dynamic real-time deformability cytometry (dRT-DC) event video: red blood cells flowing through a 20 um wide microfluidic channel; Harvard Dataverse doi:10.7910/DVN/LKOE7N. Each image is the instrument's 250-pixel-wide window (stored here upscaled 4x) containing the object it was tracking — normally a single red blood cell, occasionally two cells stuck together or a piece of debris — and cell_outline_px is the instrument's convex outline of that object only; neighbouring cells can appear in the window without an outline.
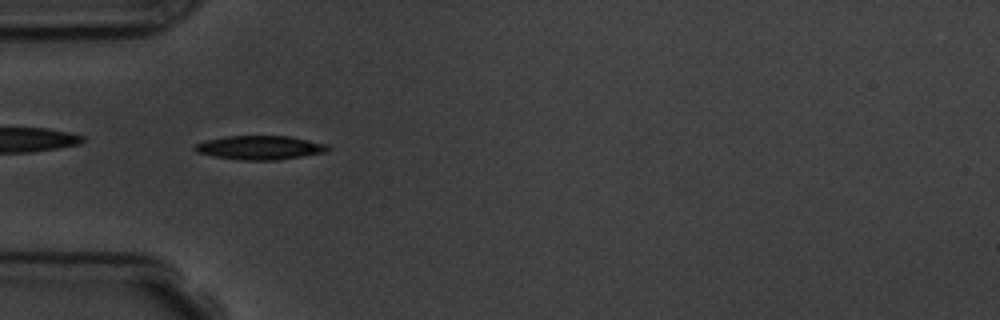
{"species": "common noctule bat (a hibernating species)", "species_latin": "Nyctalus noctula", "temperature_condition": "room temperature", "stored_images_in_passage": 6, "camera_frame_rate_fps": 3000, "um_per_image_px": 0.085, "animal": {"sex": "male", "body_mass_g": 19.5, "forearm_length_mm": 54.6}, "frame": {"image": 1, "passage_image": 1, "time_ms": 0.0, "image_size_px": [1000, 320], "cell_outline_px": [[332, 148], [324, 152], [276, 160], [240, 160], [212, 156], [196, 152], [192, 148], [196, 144], [204, 140], [224, 136], [288, 136], [328, 144]], "centroid_in_image_um": [22.04, 12.54], "position_along_channel_um": 63.0, "area_um2": 18.55}}
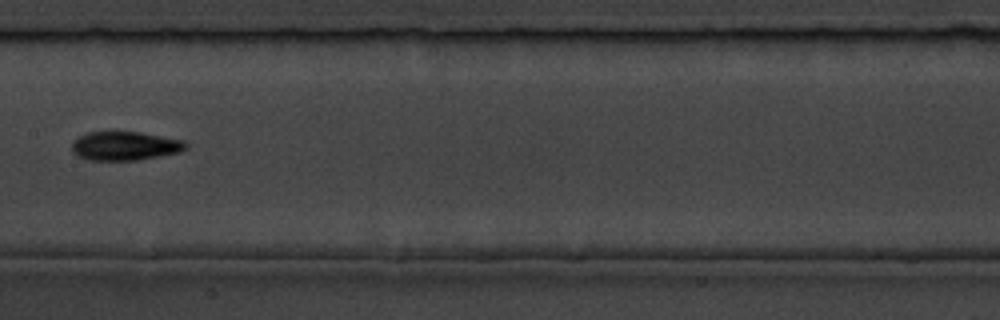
{"frame": {"image": 2, "passage_image": 4, "time_ms": 3.667, "image_size_px": [1000, 320], "cell_outline_px": [[188, 148], [180, 152], [136, 160], [88, 160], [76, 156], [72, 152], [72, 140], [88, 132], [140, 132], [184, 140], [188, 144]], "centroid_in_image_um": [10.61, 12.4], "position_along_channel_um": 196.8, "area_um2": 19.25}}
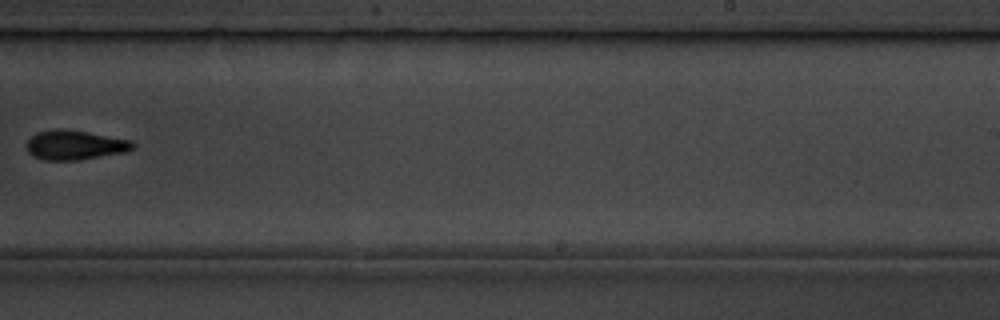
{"frame": {"image": 3, "passage_image": 6, "time_ms": 6.0, "image_size_px": [1000, 320], "cell_outline_px": [[136, 148], [128, 152], [80, 160], [44, 160], [32, 156], [28, 152], [28, 140], [36, 132], [52, 128], [60, 128], [88, 132], [132, 140], [136, 144]], "centroid_in_image_um": [6.42, 12.32], "position_along_channel_um": 282.6, "area_um2": 18.61}}